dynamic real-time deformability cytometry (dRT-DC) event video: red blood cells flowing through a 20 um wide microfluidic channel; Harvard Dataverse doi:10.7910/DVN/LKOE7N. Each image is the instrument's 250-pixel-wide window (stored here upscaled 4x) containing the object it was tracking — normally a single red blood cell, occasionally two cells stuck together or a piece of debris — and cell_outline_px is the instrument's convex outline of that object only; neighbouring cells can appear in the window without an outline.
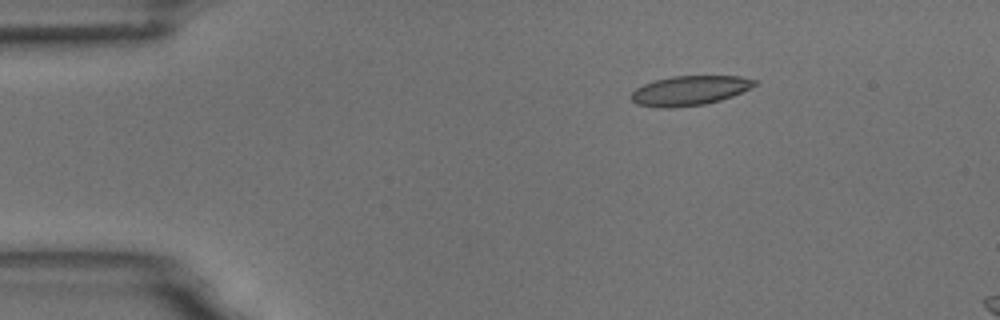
{"species": "common noctule bat (a hibernating species)", "species_latin": "Nyctalus noctula", "temperature_condition": "room temperature", "stored_images_in_passage": 5, "camera_frame_rate_fps": 3000, "um_per_image_px": 0.085, "animal": {"sex": "male", "body_mass_g": 18.8}, "frame": {"image": 1, "passage_image": 3, "time_ms": 2.333, "image_size_px": [1000, 320], "cell_outline_px": [[756, 84], [732, 96], [720, 100], [704, 104], [668, 108], [656, 108], [636, 104], [632, 100], [632, 92], [636, 88], [644, 84], [656, 80], [672, 76], [740, 76], [756, 80]], "centroid_in_image_um": [58.58, 7.7], "position_along_channel_um": 26.4, "area_um2": 21.04}}